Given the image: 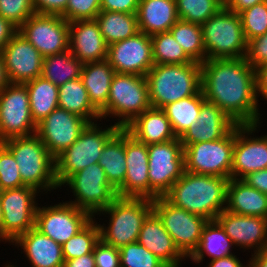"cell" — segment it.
Returning a JSON list of instances; mask_svg holds the SVG:
<instances>
[{"label":"cell","instance_id":"obj_1","mask_svg":"<svg viewBox=\"0 0 267 267\" xmlns=\"http://www.w3.org/2000/svg\"><path fill=\"white\" fill-rule=\"evenodd\" d=\"M201 90L237 125L261 124L255 69L245 58L207 59L201 63Z\"/></svg>","mask_w":267,"mask_h":267},{"label":"cell","instance_id":"obj_2","mask_svg":"<svg viewBox=\"0 0 267 267\" xmlns=\"http://www.w3.org/2000/svg\"><path fill=\"white\" fill-rule=\"evenodd\" d=\"M229 179L195 174L184 170L182 176L163 196L168 202L189 213L209 220L226 208L227 185Z\"/></svg>","mask_w":267,"mask_h":267},{"label":"cell","instance_id":"obj_3","mask_svg":"<svg viewBox=\"0 0 267 267\" xmlns=\"http://www.w3.org/2000/svg\"><path fill=\"white\" fill-rule=\"evenodd\" d=\"M146 79L151 107L162 109L201 91V63L154 64Z\"/></svg>","mask_w":267,"mask_h":267},{"label":"cell","instance_id":"obj_4","mask_svg":"<svg viewBox=\"0 0 267 267\" xmlns=\"http://www.w3.org/2000/svg\"><path fill=\"white\" fill-rule=\"evenodd\" d=\"M2 144L13 154L25 186L35 188L41 194L59 188L55 179V159L36 134L11 138Z\"/></svg>","mask_w":267,"mask_h":267},{"label":"cell","instance_id":"obj_5","mask_svg":"<svg viewBox=\"0 0 267 267\" xmlns=\"http://www.w3.org/2000/svg\"><path fill=\"white\" fill-rule=\"evenodd\" d=\"M152 211V199L117 196L107 208L96 214L110 217L107 226L98 224L100 240L118 249L136 242L143 222Z\"/></svg>","mask_w":267,"mask_h":267},{"label":"cell","instance_id":"obj_6","mask_svg":"<svg viewBox=\"0 0 267 267\" xmlns=\"http://www.w3.org/2000/svg\"><path fill=\"white\" fill-rule=\"evenodd\" d=\"M150 107L146 76L115 73L107 104L99 112L101 120L109 116L118 118L114 124L124 129Z\"/></svg>","mask_w":267,"mask_h":267},{"label":"cell","instance_id":"obj_7","mask_svg":"<svg viewBox=\"0 0 267 267\" xmlns=\"http://www.w3.org/2000/svg\"><path fill=\"white\" fill-rule=\"evenodd\" d=\"M201 29L206 60L245 58L247 40L240 14L224 6Z\"/></svg>","mask_w":267,"mask_h":267},{"label":"cell","instance_id":"obj_8","mask_svg":"<svg viewBox=\"0 0 267 267\" xmlns=\"http://www.w3.org/2000/svg\"><path fill=\"white\" fill-rule=\"evenodd\" d=\"M109 126L102 129L97 122L89 123L79 138L55 158V179L59 188L71 175L98 163L105 144L121 129L115 124Z\"/></svg>","mask_w":267,"mask_h":267},{"label":"cell","instance_id":"obj_9","mask_svg":"<svg viewBox=\"0 0 267 267\" xmlns=\"http://www.w3.org/2000/svg\"><path fill=\"white\" fill-rule=\"evenodd\" d=\"M235 143V126L221 139L182 145L184 170L230 179Z\"/></svg>","mask_w":267,"mask_h":267},{"label":"cell","instance_id":"obj_10","mask_svg":"<svg viewBox=\"0 0 267 267\" xmlns=\"http://www.w3.org/2000/svg\"><path fill=\"white\" fill-rule=\"evenodd\" d=\"M149 199L163 197L184 172L183 146L179 138L147 145Z\"/></svg>","mask_w":267,"mask_h":267},{"label":"cell","instance_id":"obj_11","mask_svg":"<svg viewBox=\"0 0 267 267\" xmlns=\"http://www.w3.org/2000/svg\"><path fill=\"white\" fill-rule=\"evenodd\" d=\"M72 189L77 208L88 212L92 217L107 208L117 197V191L109 184L104 169L92 164L71 175L62 186Z\"/></svg>","mask_w":267,"mask_h":267},{"label":"cell","instance_id":"obj_12","mask_svg":"<svg viewBox=\"0 0 267 267\" xmlns=\"http://www.w3.org/2000/svg\"><path fill=\"white\" fill-rule=\"evenodd\" d=\"M38 193L40 194L29 186L0 191L3 242L11 244L20 235L35 227Z\"/></svg>","mask_w":267,"mask_h":267},{"label":"cell","instance_id":"obj_13","mask_svg":"<svg viewBox=\"0 0 267 267\" xmlns=\"http://www.w3.org/2000/svg\"><path fill=\"white\" fill-rule=\"evenodd\" d=\"M152 203L153 211L161 219L175 246L188 258L197 248L208 220L174 206L164 197L153 199Z\"/></svg>","mask_w":267,"mask_h":267},{"label":"cell","instance_id":"obj_14","mask_svg":"<svg viewBox=\"0 0 267 267\" xmlns=\"http://www.w3.org/2000/svg\"><path fill=\"white\" fill-rule=\"evenodd\" d=\"M25 84L10 83L0 92V143L36 134Z\"/></svg>","mask_w":267,"mask_h":267},{"label":"cell","instance_id":"obj_15","mask_svg":"<svg viewBox=\"0 0 267 267\" xmlns=\"http://www.w3.org/2000/svg\"><path fill=\"white\" fill-rule=\"evenodd\" d=\"M18 31L43 57L69 49V22L62 16L34 13Z\"/></svg>","mask_w":267,"mask_h":267},{"label":"cell","instance_id":"obj_16","mask_svg":"<svg viewBox=\"0 0 267 267\" xmlns=\"http://www.w3.org/2000/svg\"><path fill=\"white\" fill-rule=\"evenodd\" d=\"M92 219L93 217L88 212L65 201L54 206H37L35 227L62 245Z\"/></svg>","mask_w":267,"mask_h":267},{"label":"cell","instance_id":"obj_17","mask_svg":"<svg viewBox=\"0 0 267 267\" xmlns=\"http://www.w3.org/2000/svg\"><path fill=\"white\" fill-rule=\"evenodd\" d=\"M88 124L81 116L58 107L37 124L36 135L55 159L79 138Z\"/></svg>","mask_w":267,"mask_h":267},{"label":"cell","instance_id":"obj_18","mask_svg":"<svg viewBox=\"0 0 267 267\" xmlns=\"http://www.w3.org/2000/svg\"><path fill=\"white\" fill-rule=\"evenodd\" d=\"M106 60L115 73L146 76L154 65L151 36L139 31L132 37L110 44Z\"/></svg>","mask_w":267,"mask_h":267},{"label":"cell","instance_id":"obj_19","mask_svg":"<svg viewBox=\"0 0 267 267\" xmlns=\"http://www.w3.org/2000/svg\"><path fill=\"white\" fill-rule=\"evenodd\" d=\"M261 124L235 125V143L230 179H243L267 168V135L254 137Z\"/></svg>","mask_w":267,"mask_h":267},{"label":"cell","instance_id":"obj_20","mask_svg":"<svg viewBox=\"0 0 267 267\" xmlns=\"http://www.w3.org/2000/svg\"><path fill=\"white\" fill-rule=\"evenodd\" d=\"M0 54L11 83L24 84L42 75L44 57L19 31Z\"/></svg>","mask_w":267,"mask_h":267},{"label":"cell","instance_id":"obj_21","mask_svg":"<svg viewBox=\"0 0 267 267\" xmlns=\"http://www.w3.org/2000/svg\"><path fill=\"white\" fill-rule=\"evenodd\" d=\"M216 220L236 247L254 249V253L267 248L266 218L238 215L224 209Z\"/></svg>","mask_w":267,"mask_h":267},{"label":"cell","instance_id":"obj_22","mask_svg":"<svg viewBox=\"0 0 267 267\" xmlns=\"http://www.w3.org/2000/svg\"><path fill=\"white\" fill-rule=\"evenodd\" d=\"M127 171L125 180L116 190L120 197L149 198L148 149L125 130Z\"/></svg>","mask_w":267,"mask_h":267},{"label":"cell","instance_id":"obj_23","mask_svg":"<svg viewBox=\"0 0 267 267\" xmlns=\"http://www.w3.org/2000/svg\"><path fill=\"white\" fill-rule=\"evenodd\" d=\"M69 50L82 64L107 58L108 45L96 20L69 23Z\"/></svg>","mask_w":267,"mask_h":267},{"label":"cell","instance_id":"obj_24","mask_svg":"<svg viewBox=\"0 0 267 267\" xmlns=\"http://www.w3.org/2000/svg\"><path fill=\"white\" fill-rule=\"evenodd\" d=\"M197 121L179 138L182 145L223 138L236 123L214 103L204 100Z\"/></svg>","mask_w":267,"mask_h":267},{"label":"cell","instance_id":"obj_25","mask_svg":"<svg viewBox=\"0 0 267 267\" xmlns=\"http://www.w3.org/2000/svg\"><path fill=\"white\" fill-rule=\"evenodd\" d=\"M137 242L152 252L168 267H181L187 259L175 246L161 219L152 211L143 222Z\"/></svg>","mask_w":267,"mask_h":267},{"label":"cell","instance_id":"obj_26","mask_svg":"<svg viewBox=\"0 0 267 267\" xmlns=\"http://www.w3.org/2000/svg\"><path fill=\"white\" fill-rule=\"evenodd\" d=\"M11 245L23 249L32 267H63L64 265L62 245L44 235L36 227L20 235Z\"/></svg>","mask_w":267,"mask_h":267},{"label":"cell","instance_id":"obj_27","mask_svg":"<svg viewBox=\"0 0 267 267\" xmlns=\"http://www.w3.org/2000/svg\"><path fill=\"white\" fill-rule=\"evenodd\" d=\"M136 140L146 145L176 139L165 112L150 107L124 128Z\"/></svg>","mask_w":267,"mask_h":267},{"label":"cell","instance_id":"obj_28","mask_svg":"<svg viewBox=\"0 0 267 267\" xmlns=\"http://www.w3.org/2000/svg\"><path fill=\"white\" fill-rule=\"evenodd\" d=\"M225 210L238 215L267 219V195L242 179H229Z\"/></svg>","mask_w":267,"mask_h":267},{"label":"cell","instance_id":"obj_29","mask_svg":"<svg viewBox=\"0 0 267 267\" xmlns=\"http://www.w3.org/2000/svg\"><path fill=\"white\" fill-rule=\"evenodd\" d=\"M179 20L175 0H140L138 29L146 35L167 32Z\"/></svg>","mask_w":267,"mask_h":267},{"label":"cell","instance_id":"obj_30","mask_svg":"<svg viewBox=\"0 0 267 267\" xmlns=\"http://www.w3.org/2000/svg\"><path fill=\"white\" fill-rule=\"evenodd\" d=\"M114 74L113 67L106 59L85 63L82 66L80 78L88 92L90 102L98 111L107 104Z\"/></svg>","mask_w":267,"mask_h":267},{"label":"cell","instance_id":"obj_31","mask_svg":"<svg viewBox=\"0 0 267 267\" xmlns=\"http://www.w3.org/2000/svg\"><path fill=\"white\" fill-rule=\"evenodd\" d=\"M234 247L232 240L226 235L220 223L217 220H209L202 230L197 248L188 258L199 265L206 255L211 260L232 255L231 248Z\"/></svg>","mask_w":267,"mask_h":267},{"label":"cell","instance_id":"obj_32","mask_svg":"<svg viewBox=\"0 0 267 267\" xmlns=\"http://www.w3.org/2000/svg\"><path fill=\"white\" fill-rule=\"evenodd\" d=\"M58 106L81 116L89 123L99 119L101 121L100 112L90 102L81 78L69 80L58 87Z\"/></svg>","mask_w":267,"mask_h":267},{"label":"cell","instance_id":"obj_33","mask_svg":"<svg viewBox=\"0 0 267 267\" xmlns=\"http://www.w3.org/2000/svg\"><path fill=\"white\" fill-rule=\"evenodd\" d=\"M125 129H120L106 144L98 164L104 169L109 184L117 190L125 180L127 171Z\"/></svg>","mask_w":267,"mask_h":267},{"label":"cell","instance_id":"obj_34","mask_svg":"<svg viewBox=\"0 0 267 267\" xmlns=\"http://www.w3.org/2000/svg\"><path fill=\"white\" fill-rule=\"evenodd\" d=\"M29 95L33 121L37 125L54 109L58 108V86L42 76L24 83Z\"/></svg>","mask_w":267,"mask_h":267},{"label":"cell","instance_id":"obj_35","mask_svg":"<svg viewBox=\"0 0 267 267\" xmlns=\"http://www.w3.org/2000/svg\"><path fill=\"white\" fill-rule=\"evenodd\" d=\"M95 20L108 46L139 32L137 13L100 11Z\"/></svg>","mask_w":267,"mask_h":267},{"label":"cell","instance_id":"obj_36","mask_svg":"<svg viewBox=\"0 0 267 267\" xmlns=\"http://www.w3.org/2000/svg\"><path fill=\"white\" fill-rule=\"evenodd\" d=\"M204 100L201 90L198 94L170 103L162 108L176 138H180L190 125L196 123Z\"/></svg>","mask_w":267,"mask_h":267},{"label":"cell","instance_id":"obj_37","mask_svg":"<svg viewBox=\"0 0 267 267\" xmlns=\"http://www.w3.org/2000/svg\"><path fill=\"white\" fill-rule=\"evenodd\" d=\"M82 66L83 64L68 49L44 57L41 76L59 87L69 80L80 78Z\"/></svg>","mask_w":267,"mask_h":267},{"label":"cell","instance_id":"obj_38","mask_svg":"<svg viewBox=\"0 0 267 267\" xmlns=\"http://www.w3.org/2000/svg\"><path fill=\"white\" fill-rule=\"evenodd\" d=\"M169 31L193 61L202 63L206 60L200 24L179 19Z\"/></svg>","mask_w":267,"mask_h":267},{"label":"cell","instance_id":"obj_39","mask_svg":"<svg viewBox=\"0 0 267 267\" xmlns=\"http://www.w3.org/2000/svg\"><path fill=\"white\" fill-rule=\"evenodd\" d=\"M154 64H186L194 62L177 43L170 31L151 35Z\"/></svg>","mask_w":267,"mask_h":267},{"label":"cell","instance_id":"obj_40","mask_svg":"<svg viewBox=\"0 0 267 267\" xmlns=\"http://www.w3.org/2000/svg\"><path fill=\"white\" fill-rule=\"evenodd\" d=\"M76 235L62 244L64 261L89 254L94 251L95 245L100 241V230L95 217Z\"/></svg>","mask_w":267,"mask_h":267},{"label":"cell","instance_id":"obj_41","mask_svg":"<svg viewBox=\"0 0 267 267\" xmlns=\"http://www.w3.org/2000/svg\"><path fill=\"white\" fill-rule=\"evenodd\" d=\"M180 20L203 24L222 7L224 0H175Z\"/></svg>","mask_w":267,"mask_h":267},{"label":"cell","instance_id":"obj_42","mask_svg":"<svg viewBox=\"0 0 267 267\" xmlns=\"http://www.w3.org/2000/svg\"><path fill=\"white\" fill-rule=\"evenodd\" d=\"M120 267H168L137 241L119 248Z\"/></svg>","mask_w":267,"mask_h":267},{"label":"cell","instance_id":"obj_43","mask_svg":"<svg viewBox=\"0 0 267 267\" xmlns=\"http://www.w3.org/2000/svg\"><path fill=\"white\" fill-rule=\"evenodd\" d=\"M239 14L247 42L267 33V1L246 8Z\"/></svg>","mask_w":267,"mask_h":267},{"label":"cell","instance_id":"obj_44","mask_svg":"<svg viewBox=\"0 0 267 267\" xmlns=\"http://www.w3.org/2000/svg\"><path fill=\"white\" fill-rule=\"evenodd\" d=\"M23 186L13 154L0 143V191Z\"/></svg>","mask_w":267,"mask_h":267},{"label":"cell","instance_id":"obj_45","mask_svg":"<svg viewBox=\"0 0 267 267\" xmlns=\"http://www.w3.org/2000/svg\"><path fill=\"white\" fill-rule=\"evenodd\" d=\"M34 13L32 0H0V15L17 29Z\"/></svg>","mask_w":267,"mask_h":267},{"label":"cell","instance_id":"obj_46","mask_svg":"<svg viewBox=\"0 0 267 267\" xmlns=\"http://www.w3.org/2000/svg\"><path fill=\"white\" fill-rule=\"evenodd\" d=\"M101 11V0H68L66 10L61 15L67 22L95 20Z\"/></svg>","mask_w":267,"mask_h":267},{"label":"cell","instance_id":"obj_47","mask_svg":"<svg viewBox=\"0 0 267 267\" xmlns=\"http://www.w3.org/2000/svg\"><path fill=\"white\" fill-rule=\"evenodd\" d=\"M245 59L254 69L267 63V33L247 42Z\"/></svg>","mask_w":267,"mask_h":267},{"label":"cell","instance_id":"obj_48","mask_svg":"<svg viewBox=\"0 0 267 267\" xmlns=\"http://www.w3.org/2000/svg\"><path fill=\"white\" fill-rule=\"evenodd\" d=\"M96 267H120V252L118 248L109 246L101 240L94 247Z\"/></svg>","mask_w":267,"mask_h":267},{"label":"cell","instance_id":"obj_49","mask_svg":"<svg viewBox=\"0 0 267 267\" xmlns=\"http://www.w3.org/2000/svg\"><path fill=\"white\" fill-rule=\"evenodd\" d=\"M35 13L59 15L61 16L65 10L68 0H32Z\"/></svg>","mask_w":267,"mask_h":267},{"label":"cell","instance_id":"obj_50","mask_svg":"<svg viewBox=\"0 0 267 267\" xmlns=\"http://www.w3.org/2000/svg\"><path fill=\"white\" fill-rule=\"evenodd\" d=\"M140 0H101V11L137 13Z\"/></svg>","mask_w":267,"mask_h":267},{"label":"cell","instance_id":"obj_51","mask_svg":"<svg viewBox=\"0 0 267 267\" xmlns=\"http://www.w3.org/2000/svg\"><path fill=\"white\" fill-rule=\"evenodd\" d=\"M249 186L267 195V168L251 172L243 179Z\"/></svg>","mask_w":267,"mask_h":267},{"label":"cell","instance_id":"obj_52","mask_svg":"<svg viewBox=\"0 0 267 267\" xmlns=\"http://www.w3.org/2000/svg\"><path fill=\"white\" fill-rule=\"evenodd\" d=\"M256 75V94L257 98L262 96L267 100V63H264L255 69Z\"/></svg>","mask_w":267,"mask_h":267},{"label":"cell","instance_id":"obj_53","mask_svg":"<svg viewBox=\"0 0 267 267\" xmlns=\"http://www.w3.org/2000/svg\"><path fill=\"white\" fill-rule=\"evenodd\" d=\"M18 29L0 15V53Z\"/></svg>","mask_w":267,"mask_h":267},{"label":"cell","instance_id":"obj_54","mask_svg":"<svg viewBox=\"0 0 267 267\" xmlns=\"http://www.w3.org/2000/svg\"><path fill=\"white\" fill-rule=\"evenodd\" d=\"M267 0H224V6L234 11L235 13H240L246 8L252 7L255 4L265 2Z\"/></svg>","mask_w":267,"mask_h":267},{"label":"cell","instance_id":"obj_55","mask_svg":"<svg viewBox=\"0 0 267 267\" xmlns=\"http://www.w3.org/2000/svg\"><path fill=\"white\" fill-rule=\"evenodd\" d=\"M63 267H96L94 253L84 254L80 257L64 261Z\"/></svg>","mask_w":267,"mask_h":267},{"label":"cell","instance_id":"obj_56","mask_svg":"<svg viewBox=\"0 0 267 267\" xmlns=\"http://www.w3.org/2000/svg\"><path fill=\"white\" fill-rule=\"evenodd\" d=\"M206 267H247V264H242L239 258L232 254L224 258L210 260Z\"/></svg>","mask_w":267,"mask_h":267},{"label":"cell","instance_id":"obj_57","mask_svg":"<svg viewBox=\"0 0 267 267\" xmlns=\"http://www.w3.org/2000/svg\"><path fill=\"white\" fill-rule=\"evenodd\" d=\"M251 254L252 257L246 263L247 267H267V248Z\"/></svg>","mask_w":267,"mask_h":267},{"label":"cell","instance_id":"obj_58","mask_svg":"<svg viewBox=\"0 0 267 267\" xmlns=\"http://www.w3.org/2000/svg\"><path fill=\"white\" fill-rule=\"evenodd\" d=\"M10 83L11 82L6 71L3 57L0 54V92L4 90Z\"/></svg>","mask_w":267,"mask_h":267},{"label":"cell","instance_id":"obj_59","mask_svg":"<svg viewBox=\"0 0 267 267\" xmlns=\"http://www.w3.org/2000/svg\"><path fill=\"white\" fill-rule=\"evenodd\" d=\"M2 224H3V213H2L1 203H0V242L2 240Z\"/></svg>","mask_w":267,"mask_h":267},{"label":"cell","instance_id":"obj_60","mask_svg":"<svg viewBox=\"0 0 267 267\" xmlns=\"http://www.w3.org/2000/svg\"><path fill=\"white\" fill-rule=\"evenodd\" d=\"M5 267H17V266L16 265H13V264L11 265L10 262H9L8 265L5 264Z\"/></svg>","mask_w":267,"mask_h":267}]
</instances>
